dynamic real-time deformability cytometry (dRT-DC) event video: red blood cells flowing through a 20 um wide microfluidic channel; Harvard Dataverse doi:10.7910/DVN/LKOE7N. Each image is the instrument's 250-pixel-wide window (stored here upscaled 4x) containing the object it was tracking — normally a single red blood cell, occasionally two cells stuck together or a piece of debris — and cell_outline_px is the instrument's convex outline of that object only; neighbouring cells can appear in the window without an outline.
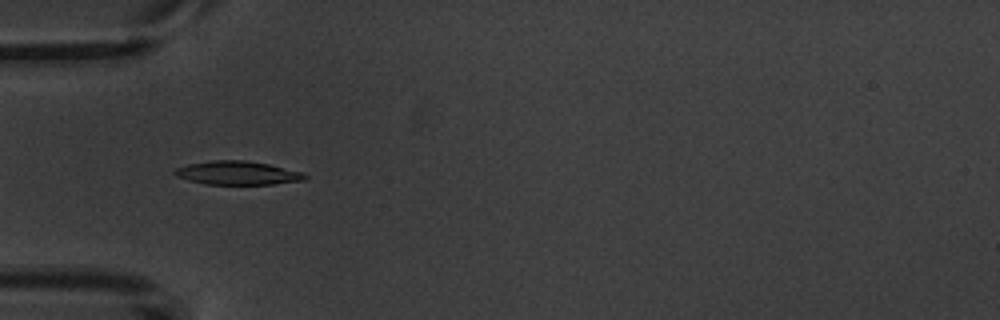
{"species": "common noctule bat (a hibernating species)", "species_latin": "Nyctalus noctula", "temperature_condition": "warm", "stored_images_in_passage": 8, "camera_frame_rate_fps": 3000, "um_per_image_px": 0.085, "animal": {"sex": "male", "body_mass_g": 20.1, "forearm_length_mm": 53.5}, "frame": {"image": 1, "passage_image": 4, "time_ms": 3.333, "image_size_px": [1000, 320], "cell_outline_px": [[308, 176], [304, 180], [272, 184], [204, 184], [188, 180], [176, 176], [172, 172], [176, 168], [188, 164], [212, 160], [248, 160], [268, 164], [304, 172]], "centroid_in_image_um": [20.18, 14.69], "position_along_channel_um": 64.8, "area_um2": 17.98}}
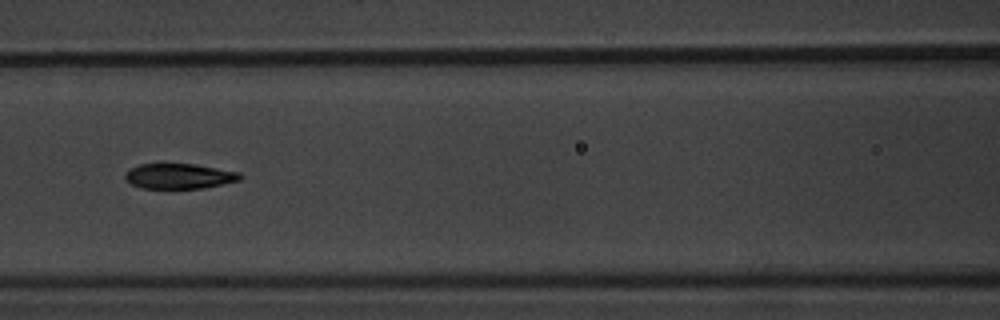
{"frame": {"image": 2, "passage_image": 6, "time_ms": 5.667, "image_size_px": [1000, 320], "cell_outline_px": [[244, 176], [240, 180], [204, 188], [140, 188], [132, 184], [124, 176], [128, 168], [140, 164], [160, 160], [196, 164], [240, 172]], "centroid_in_image_um": [15.2, 14.91], "position_along_channel_um": 151.4, "area_um2": 17.74}}
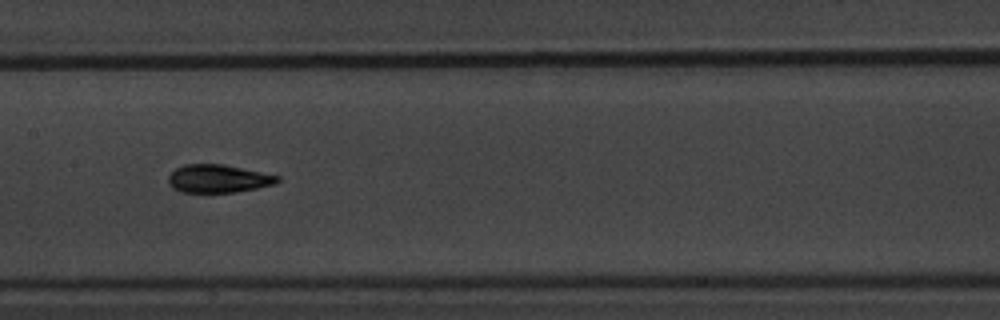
{"frame": {"image": 3, "passage_image": 7, "time_ms": 6.667, "image_size_px": [1000, 320], "cell_outline_px": [[280, 180], [276, 184], [236, 192], [180, 192], [172, 188], [168, 184], [168, 176], [176, 168], [184, 164], [224, 164], [280, 176]], "centroid_in_image_um": [18.54, 15.18], "position_along_channel_um": 188.9, "area_um2": 17.92}}